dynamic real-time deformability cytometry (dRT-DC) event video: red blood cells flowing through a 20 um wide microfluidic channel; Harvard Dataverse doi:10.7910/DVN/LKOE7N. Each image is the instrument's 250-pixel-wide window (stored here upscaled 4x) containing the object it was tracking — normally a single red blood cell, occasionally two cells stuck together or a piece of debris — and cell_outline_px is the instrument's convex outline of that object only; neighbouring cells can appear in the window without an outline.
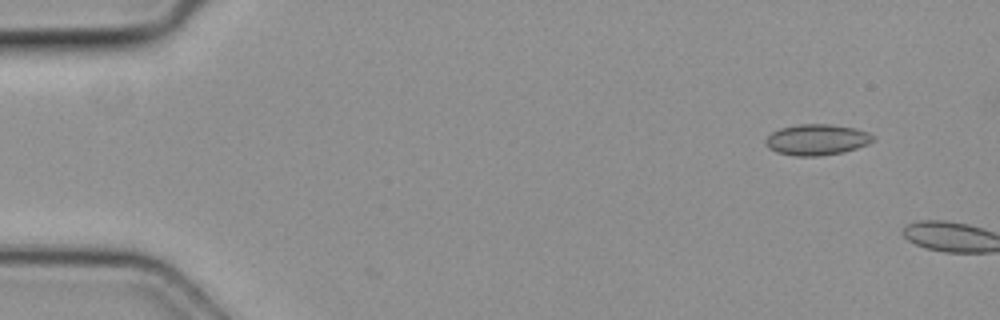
{"species": "common noctule bat (a hibernating species)", "species_latin": "Nyctalus noctula", "temperature_condition": "cold", "stored_images_in_passage": 3, "camera_frame_rate_fps": 3000, "um_per_image_px": 0.085, "animal": {"sex": "female", "body_mass_g": 19.3, "forearm_length_mm": 54.1}, "frame": {"image": 1, "passage_image": 2, "time_ms": 0.333, "image_size_px": [1000, 320], "cell_outline_px": [[876, 140], [868, 144], [844, 152], [820, 156], [796, 156], [776, 152], [768, 148], [764, 144], [764, 140], [772, 132], [780, 128], [800, 124], [828, 124], [856, 128], [868, 132], [876, 136]], "centroid_in_image_um": [69.44, 11.87], "position_along_channel_um": 15.6, "area_um2": 19.59}}